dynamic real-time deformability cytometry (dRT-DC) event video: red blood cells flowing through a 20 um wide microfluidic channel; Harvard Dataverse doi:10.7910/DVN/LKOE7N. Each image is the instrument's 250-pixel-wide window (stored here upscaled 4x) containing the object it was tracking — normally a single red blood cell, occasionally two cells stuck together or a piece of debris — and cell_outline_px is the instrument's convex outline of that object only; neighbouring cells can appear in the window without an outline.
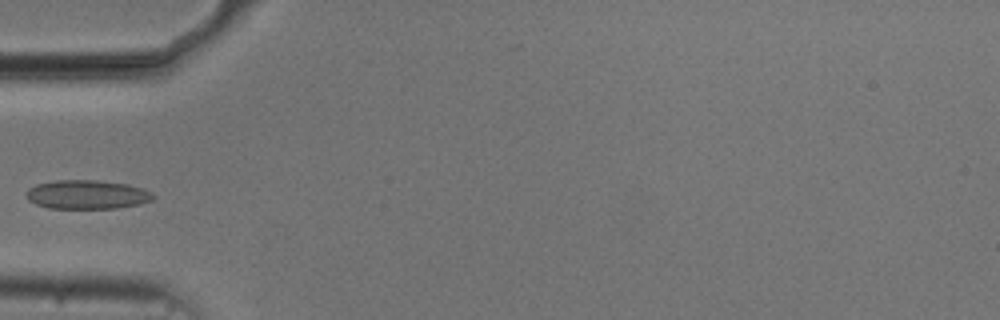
{"species": "common noctule bat (a hibernating species)", "species_latin": "Nyctalus noctula", "temperature_condition": "cold", "stored_images_in_passage": 18, "camera_frame_rate_fps": 3000, "um_per_image_px": 0.085, "animal": {"sex": "male", "body_mass_g": 20.5, "forearm_length_mm": 52.5}, "frame": {"image": 1, "passage_image": 1, "time_ms": 0.0, "image_size_px": [1000, 320], "cell_outline_px": [[156, 196], [152, 200], [140, 204], [116, 208], [48, 208], [36, 204], [28, 200], [28, 188], [36, 184], [56, 180], [96, 180], [124, 184], [140, 188], [152, 192]], "centroid_in_image_um": [7.4, 16.54], "position_along_channel_um": 77.6, "area_um2": 21.21}}